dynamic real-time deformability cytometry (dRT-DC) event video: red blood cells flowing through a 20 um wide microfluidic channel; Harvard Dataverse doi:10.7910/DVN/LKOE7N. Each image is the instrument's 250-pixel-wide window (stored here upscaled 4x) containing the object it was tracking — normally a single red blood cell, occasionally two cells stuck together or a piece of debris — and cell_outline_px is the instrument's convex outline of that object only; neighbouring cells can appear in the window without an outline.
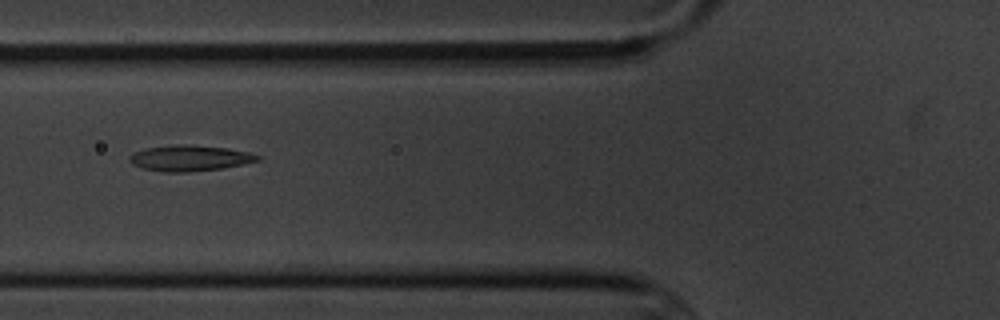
{"species": "common noctule bat (a hibernating species)", "species_latin": "Nyctalus noctula", "temperature_condition": "cold", "stored_images_in_passage": 10, "camera_frame_rate_fps": 3000, "um_per_image_px": 0.085, "animal": {"sex": "male", "body_mass_g": 20.1, "forearm_length_mm": 53.5}, "frame": {"image": 1, "passage_image": 6, "time_ms": 5.667, "image_size_px": [1000, 320], "cell_outline_px": [[260, 160], [244, 164], [220, 168], [188, 172], [164, 172], [144, 168], [132, 164], [128, 160], [128, 156], [132, 152], [144, 148], [172, 144], [192, 144], [228, 148], [248, 152], [260, 156]], "centroid_in_image_um": [16.08, 13.42], "position_along_channel_um": 109.7, "area_um2": 19.48}}
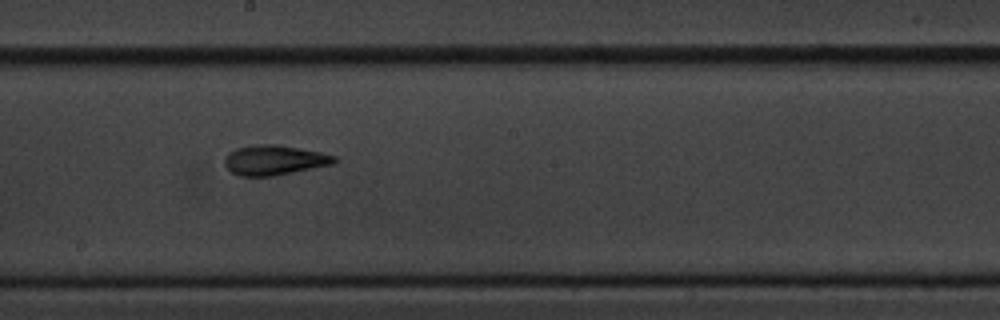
{"frame": {"image": 2, "passage_image": 9, "time_ms": 9.0, "image_size_px": [1000, 320], "cell_outline_px": [[340, 160], [332, 164], [272, 176], [240, 176], [232, 172], [224, 164], [224, 156], [228, 152], [236, 148], [256, 144], [276, 144], [300, 148], [320, 152], [336, 156]], "centroid_in_image_um": [23.3, 13.59], "position_along_channel_um": 224.9, "area_um2": 19.13}}
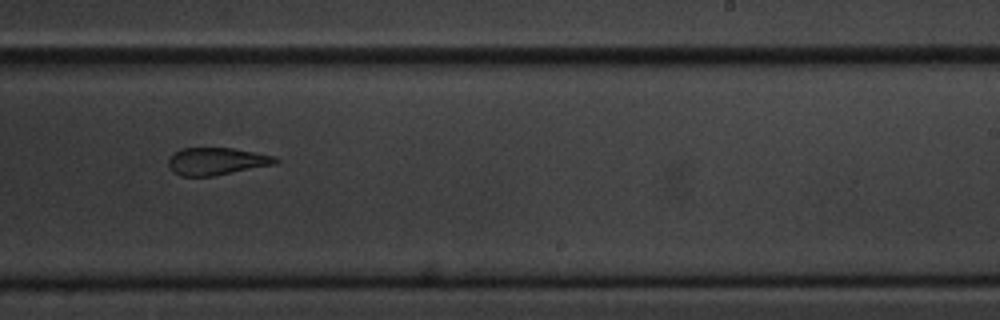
{"frame": {"image": 3, "passage_image": 10, "time_ms": 10.333, "image_size_px": [1000, 320], "cell_outline_px": [[280, 160], [276, 164], [212, 176], [180, 176], [172, 172], [168, 164], [168, 160], [180, 148], [232, 148], [276, 156]], "centroid_in_image_um": [18.42, 13.71], "position_along_channel_um": 270.6, "area_um2": 17.05}}